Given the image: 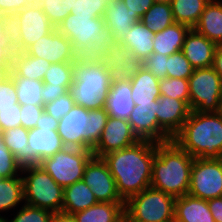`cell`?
<instances>
[{
	"label": "cell",
	"mask_w": 222,
	"mask_h": 222,
	"mask_svg": "<svg viewBox=\"0 0 222 222\" xmlns=\"http://www.w3.org/2000/svg\"><path fill=\"white\" fill-rule=\"evenodd\" d=\"M167 59V55L152 53L140 65L143 66L146 70L150 71L157 78L163 79L167 77Z\"/></svg>",
	"instance_id": "cell-45"
},
{
	"label": "cell",
	"mask_w": 222,
	"mask_h": 222,
	"mask_svg": "<svg viewBox=\"0 0 222 222\" xmlns=\"http://www.w3.org/2000/svg\"><path fill=\"white\" fill-rule=\"evenodd\" d=\"M30 5V0H0V17L13 14Z\"/></svg>",
	"instance_id": "cell-48"
},
{
	"label": "cell",
	"mask_w": 222,
	"mask_h": 222,
	"mask_svg": "<svg viewBox=\"0 0 222 222\" xmlns=\"http://www.w3.org/2000/svg\"><path fill=\"white\" fill-rule=\"evenodd\" d=\"M92 150L65 147L39 164L62 188L81 181L87 163L93 158Z\"/></svg>",
	"instance_id": "cell-9"
},
{
	"label": "cell",
	"mask_w": 222,
	"mask_h": 222,
	"mask_svg": "<svg viewBox=\"0 0 222 222\" xmlns=\"http://www.w3.org/2000/svg\"><path fill=\"white\" fill-rule=\"evenodd\" d=\"M75 105L70 92L59 96L50 103L44 105V111L55 119L60 120L66 115Z\"/></svg>",
	"instance_id": "cell-44"
},
{
	"label": "cell",
	"mask_w": 222,
	"mask_h": 222,
	"mask_svg": "<svg viewBox=\"0 0 222 222\" xmlns=\"http://www.w3.org/2000/svg\"><path fill=\"white\" fill-rule=\"evenodd\" d=\"M22 177L25 204L48 210L52 213L61 212L64 200V188L40 166L22 167Z\"/></svg>",
	"instance_id": "cell-7"
},
{
	"label": "cell",
	"mask_w": 222,
	"mask_h": 222,
	"mask_svg": "<svg viewBox=\"0 0 222 222\" xmlns=\"http://www.w3.org/2000/svg\"><path fill=\"white\" fill-rule=\"evenodd\" d=\"M190 113L189 105L180 99L160 96L157 100L158 125L171 139L180 132Z\"/></svg>",
	"instance_id": "cell-20"
},
{
	"label": "cell",
	"mask_w": 222,
	"mask_h": 222,
	"mask_svg": "<svg viewBox=\"0 0 222 222\" xmlns=\"http://www.w3.org/2000/svg\"><path fill=\"white\" fill-rule=\"evenodd\" d=\"M51 222H76V220L72 214L64 213L61 211L53 213Z\"/></svg>",
	"instance_id": "cell-54"
},
{
	"label": "cell",
	"mask_w": 222,
	"mask_h": 222,
	"mask_svg": "<svg viewBox=\"0 0 222 222\" xmlns=\"http://www.w3.org/2000/svg\"><path fill=\"white\" fill-rule=\"evenodd\" d=\"M83 182L91 189L97 202L125 203L103 158L93 157L85 168Z\"/></svg>",
	"instance_id": "cell-14"
},
{
	"label": "cell",
	"mask_w": 222,
	"mask_h": 222,
	"mask_svg": "<svg viewBox=\"0 0 222 222\" xmlns=\"http://www.w3.org/2000/svg\"><path fill=\"white\" fill-rule=\"evenodd\" d=\"M175 222H215L207 200L185 194L175 200Z\"/></svg>",
	"instance_id": "cell-24"
},
{
	"label": "cell",
	"mask_w": 222,
	"mask_h": 222,
	"mask_svg": "<svg viewBox=\"0 0 222 222\" xmlns=\"http://www.w3.org/2000/svg\"><path fill=\"white\" fill-rule=\"evenodd\" d=\"M163 222H175V220H170V221H163Z\"/></svg>",
	"instance_id": "cell-60"
},
{
	"label": "cell",
	"mask_w": 222,
	"mask_h": 222,
	"mask_svg": "<svg viewBox=\"0 0 222 222\" xmlns=\"http://www.w3.org/2000/svg\"><path fill=\"white\" fill-rule=\"evenodd\" d=\"M75 4L76 0H42L40 8L57 27L71 13Z\"/></svg>",
	"instance_id": "cell-37"
},
{
	"label": "cell",
	"mask_w": 222,
	"mask_h": 222,
	"mask_svg": "<svg viewBox=\"0 0 222 222\" xmlns=\"http://www.w3.org/2000/svg\"><path fill=\"white\" fill-rule=\"evenodd\" d=\"M30 5L40 7L42 5V0H30Z\"/></svg>",
	"instance_id": "cell-55"
},
{
	"label": "cell",
	"mask_w": 222,
	"mask_h": 222,
	"mask_svg": "<svg viewBox=\"0 0 222 222\" xmlns=\"http://www.w3.org/2000/svg\"><path fill=\"white\" fill-rule=\"evenodd\" d=\"M188 82L191 111L218 112L222 100V78L214 68L194 69Z\"/></svg>",
	"instance_id": "cell-10"
},
{
	"label": "cell",
	"mask_w": 222,
	"mask_h": 222,
	"mask_svg": "<svg viewBox=\"0 0 222 222\" xmlns=\"http://www.w3.org/2000/svg\"><path fill=\"white\" fill-rule=\"evenodd\" d=\"M18 103L16 88L11 76L5 72L0 75V109L15 108Z\"/></svg>",
	"instance_id": "cell-42"
},
{
	"label": "cell",
	"mask_w": 222,
	"mask_h": 222,
	"mask_svg": "<svg viewBox=\"0 0 222 222\" xmlns=\"http://www.w3.org/2000/svg\"><path fill=\"white\" fill-rule=\"evenodd\" d=\"M121 70L130 78L134 103H151L159 99L160 79L150 71L140 64L121 65Z\"/></svg>",
	"instance_id": "cell-21"
},
{
	"label": "cell",
	"mask_w": 222,
	"mask_h": 222,
	"mask_svg": "<svg viewBox=\"0 0 222 222\" xmlns=\"http://www.w3.org/2000/svg\"><path fill=\"white\" fill-rule=\"evenodd\" d=\"M134 104L128 122L139 140H148L155 143L172 140L158 125L157 100L151 103Z\"/></svg>",
	"instance_id": "cell-16"
},
{
	"label": "cell",
	"mask_w": 222,
	"mask_h": 222,
	"mask_svg": "<svg viewBox=\"0 0 222 222\" xmlns=\"http://www.w3.org/2000/svg\"><path fill=\"white\" fill-rule=\"evenodd\" d=\"M97 200L91 189L83 182L77 181L64 188L62 212L74 214L95 205Z\"/></svg>",
	"instance_id": "cell-28"
},
{
	"label": "cell",
	"mask_w": 222,
	"mask_h": 222,
	"mask_svg": "<svg viewBox=\"0 0 222 222\" xmlns=\"http://www.w3.org/2000/svg\"><path fill=\"white\" fill-rule=\"evenodd\" d=\"M215 222H222V196L207 201Z\"/></svg>",
	"instance_id": "cell-52"
},
{
	"label": "cell",
	"mask_w": 222,
	"mask_h": 222,
	"mask_svg": "<svg viewBox=\"0 0 222 222\" xmlns=\"http://www.w3.org/2000/svg\"><path fill=\"white\" fill-rule=\"evenodd\" d=\"M56 29L71 41L76 61H118L117 46L103 17L70 13Z\"/></svg>",
	"instance_id": "cell-2"
},
{
	"label": "cell",
	"mask_w": 222,
	"mask_h": 222,
	"mask_svg": "<svg viewBox=\"0 0 222 222\" xmlns=\"http://www.w3.org/2000/svg\"><path fill=\"white\" fill-rule=\"evenodd\" d=\"M67 92L68 90L65 87L54 88L50 87V84L44 83L43 89L41 91L44 105L52 102Z\"/></svg>",
	"instance_id": "cell-50"
},
{
	"label": "cell",
	"mask_w": 222,
	"mask_h": 222,
	"mask_svg": "<svg viewBox=\"0 0 222 222\" xmlns=\"http://www.w3.org/2000/svg\"><path fill=\"white\" fill-rule=\"evenodd\" d=\"M0 38L11 53L20 52L21 32L17 13L0 17Z\"/></svg>",
	"instance_id": "cell-35"
},
{
	"label": "cell",
	"mask_w": 222,
	"mask_h": 222,
	"mask_svg": "<svg viewBox=\"0 0 222 222\" xmlns=\"http://www.w3.org/2000/svg\"><path fill=\"white\" fill-rule=\"evenodd\" d=\"M20 104H15V108L0 109V132L21 127Z\"/></svg>",
	"instance_id": "cell-46"
},
{
	"label": "cell",
	"mask_w": 222,
	"mask_h": 222,
	"mask_svg": "<svg viewBox=\"0 0 222 222\" xmlns=\"http://www.w3.org/2000/svg\"><path fill=\"white\" fill-rule=\"evenodd\" d=\"M28 132L29 130L22 126L0 132L6 146L22 167L28 166Z\"/></svg>",
	"instance_id": "cell-31"
},
{
	"label": "cell",
	"mask_w": 222,
	"mask_h": 222,
	"mask_svg": "<svg viewBox=\"0 0 222 222\" xmlns=\"http://www.w3.org/2000/svg\"><path fill=\"white\" fill-rule=\"evenodd\" d=\"M17 15L21 32L20 52H24L30 45L56 28L40 7L29 5L17 12Z\"/></svg>",
	"instance_id": "cell-18"
},
{
	"label": "cell",
	"mask_w": 222,
	"mask_h": 222,
	"mask_svg": "<svg viewBox=\"0 0 222 222\" xmlns=\"http://www.w3.org/2000/svg\"><path fill=\"white\" fill-rule=\"evenodd\" d=\"M24 200L22 177L0 178V212Z\"/></svg>",
	"instance_id": "cell-34"
},
{
	"label": "cell",
	"mask_w": 222,
	"mask_h": 222,
	"mask_svg": "<svg viewBox=\"0 0 222 222\" xmlns=\"http://www.w3.org/2000/svg\"><path fill=\"white\" fill-rule=\"evenodd\" d=\"M210 0H171L174 21L194 28Z\"/></svg>",
	"instance_id": "cell-30"
},
{
	"label": "cell",
	"mask_w": 222,
	"mask_h": 222,
	"mask_svg": "<svg viewBox=\"0 0 222 222\" xmlns=\"http://www.w3.org/2000/svg\"><path fill=\"white\" fill-rule=\"evenodd\" d=\"M155 155V142L139 140L130 147L102 157L115 179L118 194L124 201L150 187Z\"/></svg>",
	"instance_id": "cell-1"
},
{
	"label": "cell",
	"mask_w": 222,
	"mask_h": 222,
	"mask_svg": "<svg viewBox=\"0 0 222 222\" xmlns=\"http://www.w3.org/2000/svg\"><path fill=\"white\" fill-rule=\"evenodd\" d=\"M141 21L153 33L161 32L175 23L171 5L168 2H154L141 17Z\"/></svg>",
	"instance_id": "cell-32"
},
{
	"label": "cell",
	"mask_w": 222,
	"mask_h": 222,
	"mask_svg": "<svg viewBox=\"0 0 222 222\" xmlns=\"http://www.w3.org/2000/svg\"><path fill=\"white\" fill-rule=\"evenodd\" d=\"M130 78L120 69L112 80L105 110L109 117L128 120L135 104L131 97Z\"/></svg>",
	"instance_id": "cell-19"
},
{
	"label": "cell",
	"mask_w": 222,
	"mask_h": 222,
	"mask_svg": "<svg viewBox=\"0 0 222 222\" xmlns=\"http://www.w3.org/2000/svg\"><path fill=\"white\" fill-rule=\"evenodd\" d=\"M127 9H131L132 14H137L140 18L154 3L153 0H123Z\"/></svg>",
	"instance_id": "cell-49"
},
{
	"label": "cell",
	"mask_w": 222,
	"mask_h": 222,
	"mask_svg": "<svg viewBox=\"0 0 222 222\" xmlns=\"http://www.w3.org/2000/svg\"><path fill=\"white\" fill-rule=\"evenodd\" d=\"M52 216L48 210L24 204L14 219L6 222H51Z\"/></svg>",
	"instance_id": "cell-41"
},
{
	"label": "cell",
	"mask_w": 222,
	"mask_h": 222,
	"mask_svg": "<svg viewBox=\"0 0 222 222\" xmlns=\"http://www.w3.org/2000/svg\"><path fill=\"white\" fill-rule=\"evenodd\" d=\"M107 0H76L71 13L77 16H96L103 17L106 9Z\"/></svg>",
	"instance_id": "cell-43"
},
{
	"label": "cell",
	"mask_w": 222,
	"mask_h": 222,
	"mask_svg": "<svg viewBox=\"0 0 222 222\" xmlns=\"http://www.w3.org/2000/svg\"><path fill=\"white\" fill-rule=\"evenodd\" d=\"M118 222H130L125 216L120 219Z\"/></svg>",
	"instance_id": "cell-57"
},
{
	"label": "cell",
	"mask_w": 222,
	"mask_h": 222,
	"mask_svg": "<svg viewBox=\"0 0 222 222\" xmlns=\"http://www.w3.org/2000/svg\"><path fill=\"white\" fill-rule=\"evenodd\" d=\"M218 45L191 28L184 39L181 52L195 68H208L213 66L215 51Z\"/></svg>",
	"instance_id": "cell-22"
},
{
	"label": "cell",
	"mask_w": 222,
	"mask_h": 222,
	"mask_svg": "<svg viewBox=\"0 0 222 222\" xmlns=\"http://www.w3.org/2000/svg\"><path fill=\"white\" fill-rule=\"evenodd\" d=\"M194 29L218 46L222 45L221 0H210Z\"/></svg>",
	"instance_id": "cell-26"
},
{
	"label": "cell",
	"mask_w": 222,
	"mask_h": 222,
	"mask_svg": "<svg viewBox=\"0 0 222 222\" xmlns=\"http://www.w3.org/2000/svg\"><path fill=\"white\" fill-rule=\"evenodd\" d=\"M58 121L45 111L37 121L36 127L28 132V166L39 165L47 157L65 148L58 134Z\"/></svg>",
	"instance_id": "cell-11"
},
{
	"label": "cell",
	"mask_w": 222,
	"mask_h": 222,
	"mask_svg": "<svg viewBox=\"0 0 222 222\" xmlns=\"http://www.w3.org/2000/svg\"><path fill=\"white\" fill-rule=\"evenodd\" d=\"M166 69L169 78L188 79L195 68L180 50L168 56Z\"/></svg>",
	"instance_id": "cell-39"
},
{
	"label": "cell",
	"mask_w": 222,
	"mask_h": 222,
	"mask_svg": "<svg viewBox=\"0 0 222 222\" xmlns=\"http://www.w3.org/2000/svg\"><path fill=\"white\" fill-rule=\"evenodd\" d=\"M11 58V51L6 47V42L0 38V75L7 71Z\"/></svg>",
	"instance_id": "cell-51"
},
{
	"label": "cell",
	"mask_w": 222,
	"mask_h": 222,
	"mask_svg": "<svg viewBox=\"0 0 222 222\" xmlns=\"http://www.w3.org/2000/svg\"><path fill=\"white\" fill-rule=\"evenodd\" d=\"M189 30L188 26L175 22L161 32L155 33L153 38V53L169 56L180 51Z\"/></svg>",
	"instance_id": "cell-27"
},
{
	"label": "cell",
	"mask_w": 222,
	"mask_h": 222,
	"mask_svg": "<svg viewBox=\"0 0 222 222\" xmlns=\"http://www.w3.org/2000/svg\"><path fill=\"white\" fill-rule=\"evenodd\" d=\"M21 112V126L26 129H32L36 127L37 121L44 112V106H37L33 104L20 105Z\"/></svg>",
	"instance_id": "cell-47"
},
{
	"label": "cell",
	"mask_w": 222,
	"mask_h": 222,
	"mask_svg": "<svg viewBox=\"0 0 222 222\" xmlns=\"http://www.w3.org/2000/svg\"><path fill=\"white\" fill-rule=\"evenodd\" d=\"M173 140L193 158H222V117L217 112L191 111Z\"/></svg>",
	"instance_id": "cell-5"
},
{
	"label": "cell",
	"mask_w": 222,
	"mask_h": 222,
	"mask_svg": "<svg viewBox=\"0 0 222 222\" xmlns=\"http://www.w3.org/2000/svg\"><path fill=\"white\" fill-rule=\"evenodd\" d=\"M154 34L140 20L132 25L128 34L116 45L121 65L141 64L153 53Z\"/></svg>",
	"instance_id": "cell-13"
},
{
	"label": "cell",
	"mask_w": 222,
	"mask_h": 222,
	"mask_svg": "<svg viewBox=\"0 0 222 222\" xmlns=\"http://www.w3.org/2000/svg\"><path fill=\"white\" fill-rule=\"evenodd\" d=\"M121 69L119 61H74V79L69 92L75 105L102 109L113 78Z\"/></svg>",
	"instance_id": "cell-4"
},
{
	"label": "cell",
	"mask_w": 222,
	"mask_h": 222,
	"mask_svg": "<svg viewBox=\"0 0 222 222\" xmlns=\"http://www.w3.org/2000/svg\"><path fill=\"white\" fill-rule=\"evenodd\" d=\"M124 205L125 203L97 202L72 215L76 222H118L125 216Z\"/></svg>",
	"instance_id": "cell-29"
},
{
	"label": "cell",
	"mask_w": 222,
	"mask_h": 222,
	"mask_svg": "<svg viewBox=\"0 0 222 222\" xmlns=\"http://www.w3.org/2000/svg\"><path fill=\"white\" fill-rule=\"evenodd\" d=\"M7 220L0 216V222H6Z\"/></svg>",
	"instance_id": "cell-59"
},
{
	"label": "cell",
	"mask_w": 222,
	"mask_h": 222,
	"mask_svg": "<svg viewBox=\"0 0 222 222\" xmlns=\"http://www.w3.org/2000/svg\"><path fill=\"white\" fill-rule=\"evenodd\" d=\"M50 65L51 63L43 58L33 57L25 52H14L6 72L11 77H24L43 81Z\"/></svg>",
	"instance_id": "cell-25"
},
{
	"label": "cell",
	"mask_w": 222,
	"mask_h": 222,
	"mask_svg": "<svg viewBox=\"0 0 222 222\" xmlns=\"http://www.w3.org/2000/svg\"><path fill=\"white\" fill-rule=\"evenodd\" d=\"M22 171V166L15 160L14 155L0 136V178H12Z\"/></svg>",
	"instance_id": "cell-40"
},
{
	"label": "cell",
	"mask_w": 222,
	"mask_h": 222,
	"mask_svg": "<svg viewBox=\"0 0 222 222\" xmlns=\"http://www.w3.org/2000/svg\"><path fill=\"white\" fill-rule=\"evenodd\" d=\"M103 19L116 45L129 33L132 25L141 20L137 14H132L131 9H127L123 0H108Z\"/></svg>",
	"instance_id": "cell-23"
},
{
	"label": "cell",
	"mask_w": 222,
	"mask_h": 222,
	"mask_svg": "<svg viewBox=\"0 0 222 222\" xmlns=\"http://www.w3.org/2000/svg\"><path fill=\"white\" fill-rule=\"evenodd\" d=\"M24 52L33 57L43 58L51 64L75 61L71 41L56 28L30 45Z\"/></svg>",
	"instance_id": "cell-17"
},
{
	"label": "cell",
	"mask_w": 222,
	"mask_h": 222,
	"mask_svg": "<svg viewBox=\"0 0 222 222\" xmlns=\"http://www.w3.org/2000/svg\"><path fill=\"white\" fill-rule=\"evenodd\" d=\"M188 194L207 201L222 196V158H194Z\"/></svg>",
	"instance_id": "cell-12"
},
{
	"label": "cell",
	"mask_w": 222,
	"mask_h": 222,
	"mask_svg": "<svg viewBox=\"0 0 222 222\" xmlns=\"http://www.w3.org/2000/svg\"><path fill=\"white\" fill-rule=\"evenodd\" d=\"M16 88L17 99L20 105L33 104L44 106L42 89L43 81L32 80L24 77H11Z\"/></svg>",
	"instance_id": "cell-33"
},
{
	"label": "cell",
	"mask_w": 222,
	"mask_h": 222,
	"mask_svg": "<svg viewBox=\"0 0 222 222\" xmlns=\"http://www.w3.org/2000/svg\"><path fill=\"white\" fill-rule=\"evenodd\" d=\"M217 113L222 117V100L220 101L219 109Z\"/></svg>",
	"instance_id": "cell-56"
},
{
	"label": "cell",
	"mask_w": 222,
	"mask_h": 222,
	"mask_svg": "<svg viewBox=\"0 0 222 222\" xmlns=\"http://www.w3.org/2000/svg\"><path fill=\"white\" fill-rule=\"evenodd\" d=\"M193 161L173 139L156 143L150 186L175 198L188 194Z\"/></svg>",
	"instance_id": "cell-3"
},
{
	"label": "cell",
	"mask_w": 222,
	"mask_h": 222,
	"mask_svg": "<svg viewBox=\"0 0 222 222\" xmlns=\"http://www.w3.org/2000/svg\"><path fill=\"white\" fill-rule=\"evenodd\" d=\"M160 96L172 97L185 101L189 105V82L188 79L163 78L159 81Z\"/></svg>",
	"instance_id": "cell-38"
},
{
	"label": "cell",
	"mask_w": 222,
	"mask_h": 222,
	"mask_svg": "<svg viewBox=\"0 0 222 222\" xmlns=\"http://www.w3.org/2000/svg\"><path fill=\"white\" fill-rule=\"evenodd\" d=\"M154 2H168L170 3L171 0H153Z\"/></svg>",
	"instance_id": "cell-58"
},
{
	"label": "cell",
	"mask_w": 222,
	"mask_h": 222,
	"mask_svg": "<svg viewBox=\"0 0 222 222\" xmlns=\"http://www.w3.org/2000/svg\"><path fill=\"white\" fill-rule=\"evenodd\" d=\"M105 108L88 110L82 106L73 108L58 121V134L65 147L93 150L106 125Z\"/></svg>",
	"instance_id": "cell-6"
},
{
	"label": "cell",
	"mask_w": 222,
	"mask_h": 222,
	"mask_svg": "<svg viewBox=\"0 0 222 222\" xmlns=\"http://www.w3.org/2000/svg\"><path fill=\"white\" fill-rule=\"evenodd\" d=\"M176 198L151 186L125 201L124 214L130 222L174 220Z\"/></svg>",
	"instance_id": "cell-8"
},
{
	"label": "cell",
	"mask_w": 222,
	"mask_h": 222,
	"mask_svg": "<svg viewBox=\"0 0 222 222\" xmlns=\"http://www.w3.org/2000/svg\"><path fill=\"white\" fill-rule=\"evenodd\" d=\"M212 67L222 78V45L218 46V48L215 51Z\"/></svg>",
	"instance_id": "cell-53"
},
{
	"label": "cell",
	"mask_w": 222,
	"mask_h": 222,
	"mask_svg": "<svg viewBox=\"0 0 222 222\" xmlns=\"http://www.w3.org/2000/svg\"><path fill=\"white\" fill-rule=\"evenodd\" d=\"M139 139L131 129L128 120L108 117L98 143L92 150L93 156L102 158L104 155L130 147Z\"/></svg>",
	"instance_id": "cell-15"
},
{
	"label": "cell",
	"mask_w": 222,
	"mask_h": 222,
	"mask_svg": "<svg viewBox=\"0 0 222 222\" xmlns=\"http://www.w3.org/2000/svg\"><path fill=\"white\" fill-rule=\"evenodd\" d=\"M74 79V62L51 64L43 79L50 87H65L68 91Z\"/></svg>",
	"instance_id": "cell-36"
}]
</instances>
